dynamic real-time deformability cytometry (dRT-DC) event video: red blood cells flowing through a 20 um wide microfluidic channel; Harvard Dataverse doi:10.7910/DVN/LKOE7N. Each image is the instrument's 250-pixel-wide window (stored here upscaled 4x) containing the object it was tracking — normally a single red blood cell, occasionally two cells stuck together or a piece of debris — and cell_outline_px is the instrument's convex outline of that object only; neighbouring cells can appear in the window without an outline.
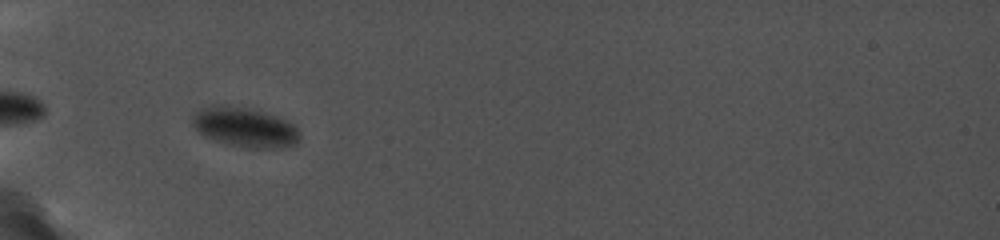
{"species": "common noctule bat (a hibernating species)", "species_latin": "Nyctalus noctula", "temperature_condition": "cold", "stored_images_in_passage": 24, "camera_frame_rate_fps": 5000, "um_per_image_px": 0.085, "animal": {"sex": "female", "body_mass_g": 19.0, "forearm_length_mm": 56.7}, "frame": {"image": 1, "passage_image": 2, "time_ms": 0.8, "image_size_px": [1000, 240], "cell_outline_px": [[300, 140], [296, 144], [280, 148], [244, 148], [228, 144], [204, 136], [192, 124], [192, 116], [196, 112], [204, 108], [216, 104], [240, 108], [260, 112], [288, 120], [300, 132]], "centroid_in_image_um": [20.83, 10.85], "position_along_channel_um": 64.2, "area_um2": 24.39}}
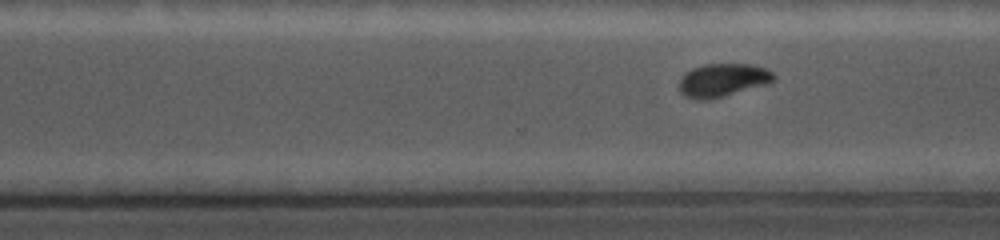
{"frame": {"image": 2, "passage_image": 18, "time_ms": 5.6, "image_size_px": [1000, 240], "cell_outline_px": [[776, 76], [772, 80], [764, 84], [720, 96], [684, 96], [680, 92], [680, 80], [692, 68], [704, 64], [752, 64], [764, 68], [772, 72]], "centroid_in_image_um": [61.46, 6.74], "position_along_channel_um": 309.1, "area_um2": 17.05}}
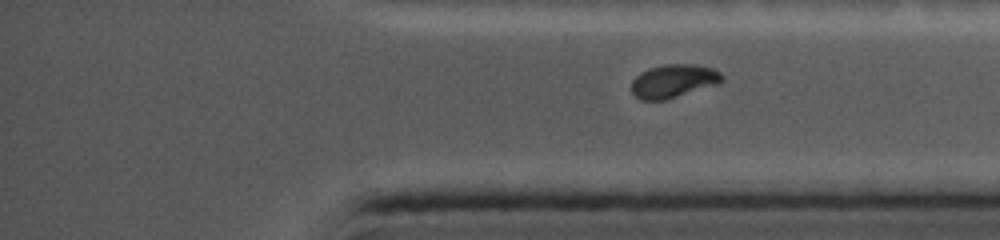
{"frame": {"image": 3, "passage_image": 24, "time_ms": 7.4, "image_size_px": [1000, 240], "cell_outline_px": [[724, 80], [716, 84], [664, 100], [640, 100], [632, 92], [632, 80], [640, 72], [648, 68], [664, 64], [696, 64], [712, 68], [720, 72], [724, 76]], "centroid_in_image_um": [57.23, 6.87], "position_along_channel_um": 378.0, "area_um2": 17.51}}